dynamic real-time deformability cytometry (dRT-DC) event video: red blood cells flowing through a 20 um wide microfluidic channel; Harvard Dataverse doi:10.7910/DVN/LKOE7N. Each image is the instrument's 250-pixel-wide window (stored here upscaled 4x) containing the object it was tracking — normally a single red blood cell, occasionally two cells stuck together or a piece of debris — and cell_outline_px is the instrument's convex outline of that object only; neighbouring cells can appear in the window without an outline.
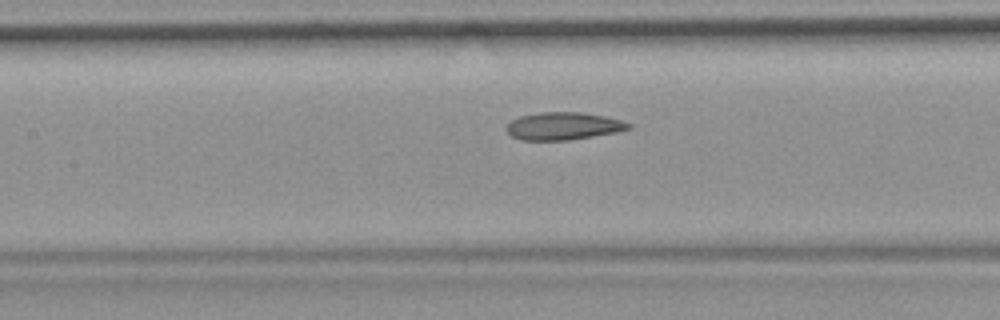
{"species": "common noctule bat (a hibernating species)", "species_latin": "Nyctalus noctula", "temperature_condition": "room temperature", "stored_images_in_passage": 54, "camera_frame_rate_fps": 3000, "um_per_image_px": 0.085, "animal": {"sex": "female", "body_mass_g": 19.9}, "frame": {"image": 1, "passage_image": 24, "time_ms": 7.667, "image_size_px": [1000, 320], "cell_outline_px": [[632, 128], [616, 132], [568, 140], [520, 140], [512, 136], [508, 132], [508, 124], [512, 120], [520, 116], [540, 112], [580, 112], [604, 116], [620, 120], [632, 124]], "centroid_in_image_um": [47.9, 10.71], "position_along_channel_um": 159.5, "area_um2": 19.42}, "authors_computed_cell_mechanics": {"area_um2": 20.6346, "velocity_mm_per_s": 3.6836, "shape_relaxation_time_tau1_ms": null, "shape_relaxation_time_tau2_ms": 2.8721, "deformation_change_tau1": null, "deformation_change_tau2": 0.1069}}